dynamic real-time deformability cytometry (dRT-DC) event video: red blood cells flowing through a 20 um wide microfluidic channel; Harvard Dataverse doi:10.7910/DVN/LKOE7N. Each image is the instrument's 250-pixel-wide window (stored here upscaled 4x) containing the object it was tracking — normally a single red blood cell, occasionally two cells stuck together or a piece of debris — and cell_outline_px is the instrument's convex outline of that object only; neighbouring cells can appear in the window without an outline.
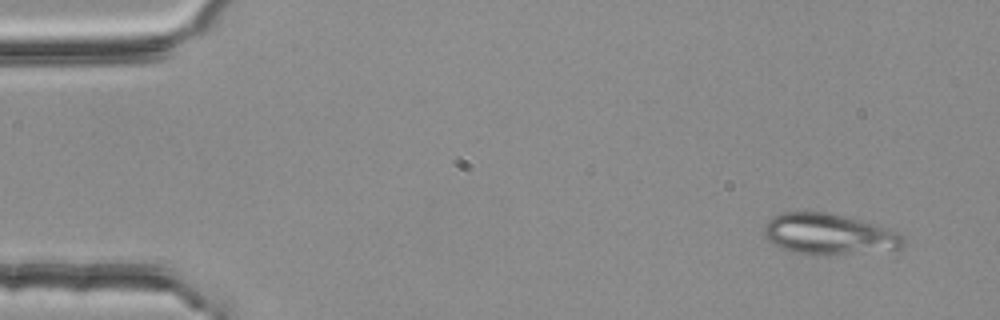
{"species": "common noctule bat (a hibernating species)", "species_latin": "Nyctalus noctula", "temperature_condition": "room temperature", "stored_images_in_passage": 4, "segment_of_instrument_passage": [2, 2], "camera_frame_rate_fps": 3000, "um_per_image_px": 0.085, "animal": {"sex": "female", "body_mass_g": 25.1}, "frame": {"image": 1, "passage_image": 4, "time_ms": 1.0, "image_size_px": [1000, 320], "cell_outline_px": [[904, 248], [824, 256], [812, 256], [792, 252], [768, 240], [764, 236], [764, 224], [772, 216], [784, 212], [828, 212], [892, 228], [900, 232], [904, 236]], "centroid_in_image_um": [70.49, 19.91], "position_along_channel_um": 14.5, "area_um2": 33.64}}